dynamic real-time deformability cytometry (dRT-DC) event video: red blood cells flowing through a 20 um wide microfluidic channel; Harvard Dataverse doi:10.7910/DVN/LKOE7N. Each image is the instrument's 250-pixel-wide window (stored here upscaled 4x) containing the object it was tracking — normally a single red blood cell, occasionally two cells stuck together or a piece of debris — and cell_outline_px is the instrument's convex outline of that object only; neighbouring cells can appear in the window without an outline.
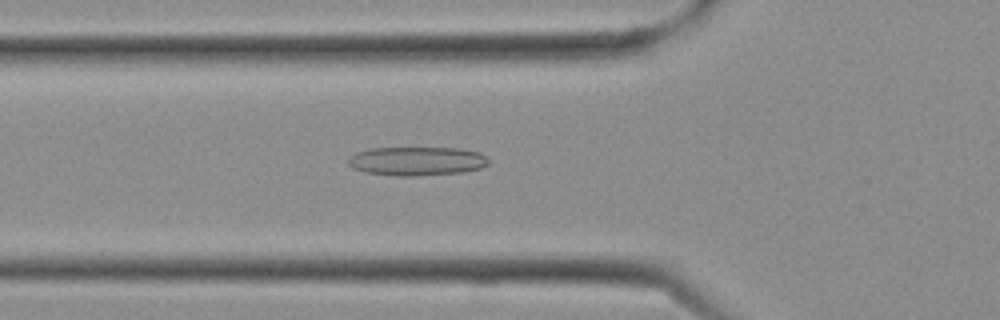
{"species": "Egyptian fruit bat (a non-hibernating species)", "species_latin": "Rousettus aegyptiacus", "temperature_condition": "cold", "stored_images_in_passage": 16, "camera_frame_rate_fps": 3000, "um_per_image_px": 0.085, "frame": {"image": 1, "passage_image": 5, "time_ms": 1.333, "image_size_px": [1000, 320], "cell_outline_px": [[492, 160], [488, 164], [480, 168], [464, 172], [412, 176], [396, 176], [364, 172], [352, 168], [348, 164], [348, 156], [356, 152], [368, 148], [460, 148], [480, 152]], "centroid_in_image_um": [35.43, 13.69], "position_along_channel_um": 90.4, "area_um2": 23.93}}
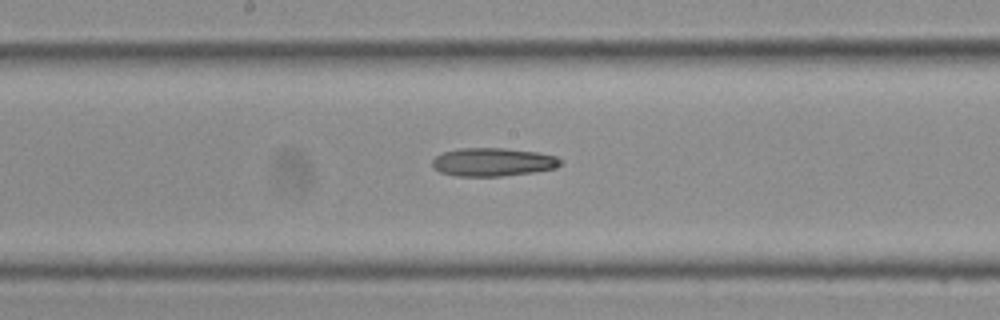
{"frame": {"image": 2, "passage_image": 10, "time_ms": 3.0, "image_size_px": [1000, 320], "cell_outline_px": [[564, 164], [556, 168], [536, 172], [504, 176], [456, 176], [440, 172], [432, 168], [432, 160], [436, 156], [444, 152], [460, 148], [504, 148], [536, 152], [556, 156]], "centroid_in_image_um": [41.91, 13.78], "position_along_channel_um": 206.3, "area_um2": 21.33}}
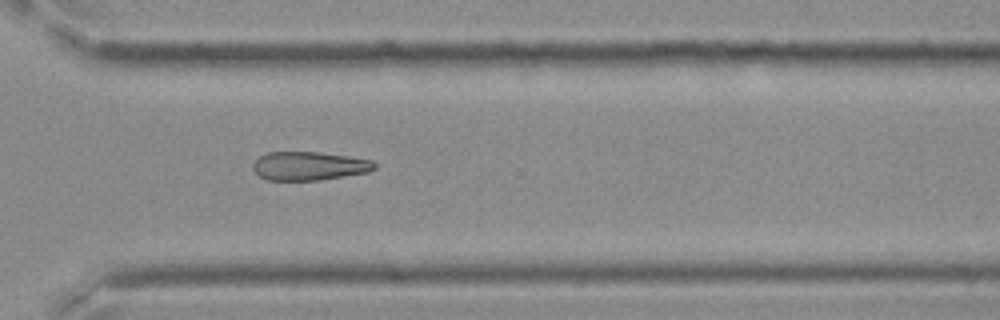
{"frame": {"image": 3, "passage_image": 16, "time_ms": 5.0, "image_size_px": [1000, 320], "cell_outline_px": [[376, 168], [368, 172], [320, 180], [268, 180], [260, 176], [252, 168], [252, 164], [260, 156], [268, 152], [320, 152], [348, 156], [372, 160], [376, 164]], "centroid_in_image_um": [26.28, 14.1], "position_along_channel_um": 344.3, "area_um2": 20.23}}